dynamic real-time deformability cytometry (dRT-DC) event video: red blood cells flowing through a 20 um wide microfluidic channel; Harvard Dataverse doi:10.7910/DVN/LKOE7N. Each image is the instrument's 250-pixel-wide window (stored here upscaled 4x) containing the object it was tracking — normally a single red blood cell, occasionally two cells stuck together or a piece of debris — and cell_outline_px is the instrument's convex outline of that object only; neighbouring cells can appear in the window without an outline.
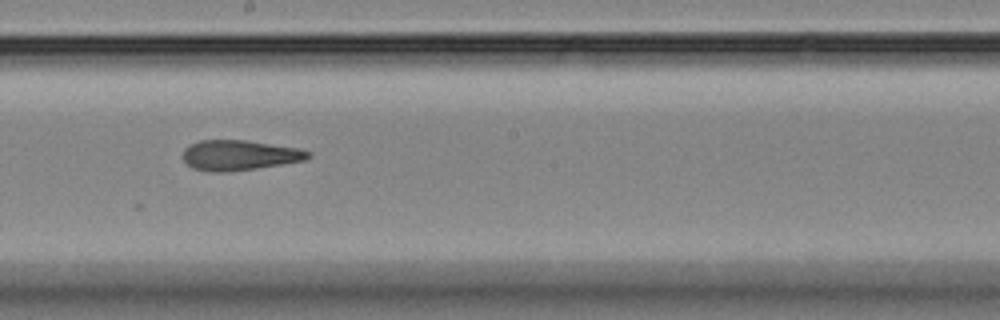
{"species": "Egyptian fruit bat (a non-hibernating species)", "species_latin": "Rousettus aegyptiacus", "temperature_condition": "room temperature", "stored_images_in_passage": 9, "camera_frame_rate_fps": 3000, "um_per_image_px": 0.085, "animal": {"sex": "female"}, "frame": {"image": 1, "passage_image": 9, "time_ms": 9.0, "image_size_px": [1000, 320], "cell_outline_px": [[312, 156], [304, 160], [256, 168], [224, 172], [208, 172], [192, 168], [184, 160], [184, 148], [200, 140], [244, 140], [300, 148], [312, 152]], "centroid_in_image_um": [20.36, 13.19], "position_along_channel_um": 227.8, "area_um2": 21.91}}